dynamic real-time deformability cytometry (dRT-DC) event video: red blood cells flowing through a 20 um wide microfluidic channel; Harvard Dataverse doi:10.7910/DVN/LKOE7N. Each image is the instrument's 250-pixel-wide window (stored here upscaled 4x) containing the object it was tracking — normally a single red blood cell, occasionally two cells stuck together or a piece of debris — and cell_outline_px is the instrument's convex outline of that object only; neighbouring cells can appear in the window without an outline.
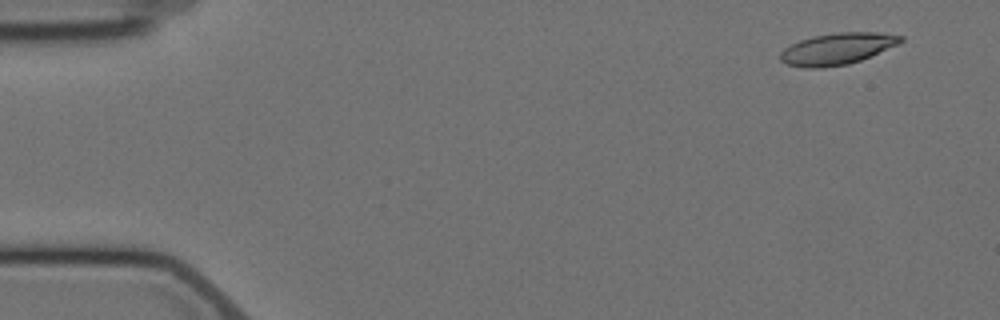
{"species": "Egyptian fruit bat (a non-hibernating species)", "species_latin": "Rousettus aegyptiacus", "temperature_condition": "cold", "stored_images_in_passage": 6, "camera_frame_rate_fps": 3000, "um_per_image_px": 0.085, "animal": {"sex": "female"}, "frame": {"image": 1, "passage_image": 1, "time_ms": 0.0, "image_size_px": [1000, 320], "cell_outline_px": [[904, 40], [900, 44], [860, 60], [848, 64], [824, 68], [804, 68], [784, 64], [780, 60], [780, 52], [784, 48], [800, 40], [812, 36], [840, 32], [880, 32], [904, 36]], "centroid_in_image_um": [71.17, 4.15], "position_along_channel_um": 13.8, "area_um2": 22.37}}
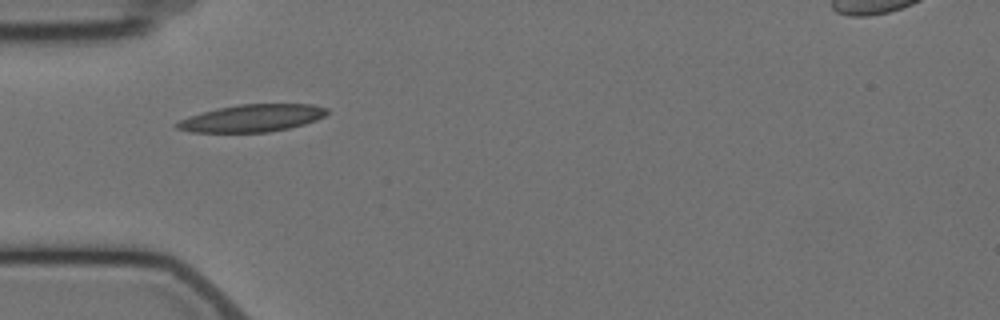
{"frame": {"image": 2, "passage_image": 5, "time_ms": 4.667, "image_size_px": [1000, 320], "cell_outline_px": [[328, 112], [324, 116], [316, 120], [304, 124], [288, 128], [268, 132], [192, 132], [176, 128], [172, 124], [188, 116], [216, 108], [240, 104], [312, 104], [328, 108]], "centroid_in_image_um": [21.4, 10.04], "position_along_channel_um": 63.6, "area_um2": 23.93}}
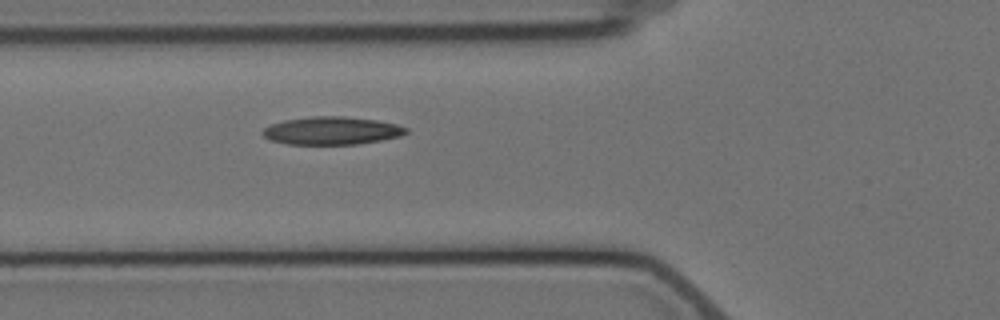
{"frame": {"image": 3, "passage_image": 6, "time_ms": 5.667, "image_size_px": [1000, 320], "cell_outline_px": [[408, 132], [400, 136], [380, 140], [356, 144], [288, 144], [272, 140], [264, 136], [264, 128], [272, 124], [284, 120], [312, 116], [344, 116], [376, 120], [396, 124], [408, 128]], "centroid_in_image_um": [28.23, 11.1], "position_along_channel_um": 97.6, "area_um2": 23.06}}